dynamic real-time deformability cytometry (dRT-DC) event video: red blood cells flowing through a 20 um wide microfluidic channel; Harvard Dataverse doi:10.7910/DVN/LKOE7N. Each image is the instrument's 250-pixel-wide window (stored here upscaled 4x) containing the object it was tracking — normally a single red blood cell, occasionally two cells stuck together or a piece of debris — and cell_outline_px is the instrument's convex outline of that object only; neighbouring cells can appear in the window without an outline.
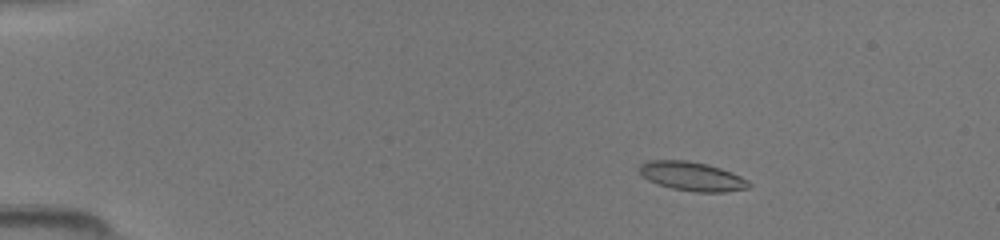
{"species": "common noctule bat (a hibernating species)", "species_latin": "Nyctalus noctula", "temperature_condition": "room temperature", "stored_images_in_passage": 50, "camera_frame_rate_fps": 3000, "um_per_image_px": 0.085, "animal": {"sex": "female", "body_mass_g": 19.5, "forearm_length_mm": 54.1}, "frame": {"image": 1, "passage_image": 9, "time_ms": 2.667, "image_size_px": [1000, 240], "cell_outline_px": [[752, 184], [748, 188], [724, 192], [696, 192], [672, 188], [648, 180], [640, 172], [640, 164], [648, 160], [688, 160], [708, 164], [720, 168], [740, 176], [748, 180]], "centroid_in_image_um": [58.84, 14.98], "position_along_channel_um": 26.2, "area_um2": 18.38}}
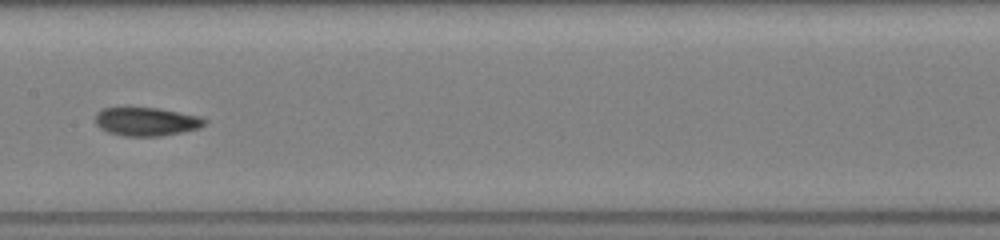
{"frame": {"image": 2, "passage_image": 27, "time_ms": 8.667, "image_size_px": [1000, 240], "cell_outline_px": [[208, 120], [200, 128], [184, 132], [160, 136], [124, 136], [108, 132], [100, 128], [96, 124], [96, 112], [104, 108], [160, 108], [200, 116]], "centroid_in_image_um": [12.47, 10.34], "position_along_channel_um": 194.9, "area_um2": 18.21}}
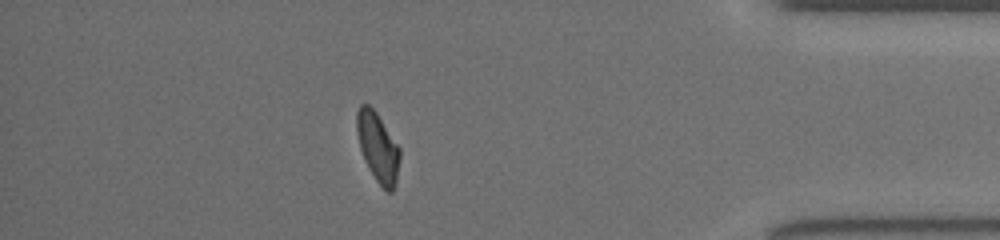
{"frame": {"image": 3, "passage_image": 44, "time_ms": 14.333, "image_size_px": [1000, 240], "cell_outline_px": [[400, 156], [396, 184], [392, 192], [388, 192], [376, 180], [368, 168], [364, 160], [360, 148], [356, 132], [356, 112], [360, 104], [368, 104], [376, 112], [400, 148]], "centroid_in_image_um": [32.1, 12.51], "position_along_channel_um": 403.1, "area_um2": 17.4}}